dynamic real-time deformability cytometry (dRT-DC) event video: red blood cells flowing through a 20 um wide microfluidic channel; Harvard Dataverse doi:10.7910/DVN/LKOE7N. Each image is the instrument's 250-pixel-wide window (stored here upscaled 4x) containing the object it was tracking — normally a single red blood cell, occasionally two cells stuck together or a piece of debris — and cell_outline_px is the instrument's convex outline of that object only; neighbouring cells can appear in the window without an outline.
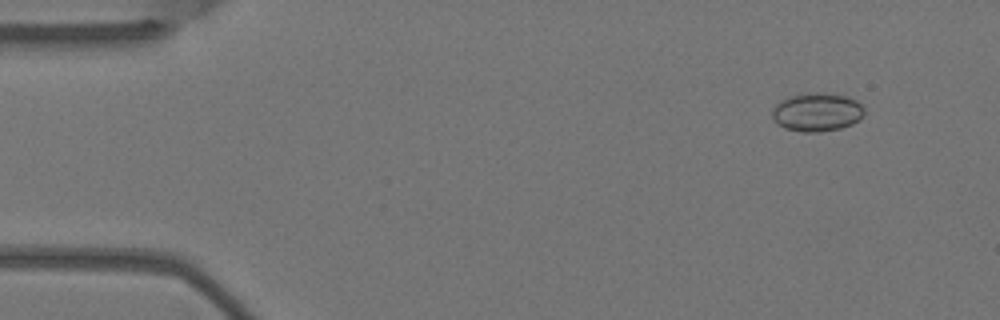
{"species": "Egyptian fruit bat (a non-hibernating species)", "species_latin": "Rousettus aegyptiacus", "temperature_condition": "warm", "stored_images_in_passage": 4, "camera_frame_rate_fps": 3000, "um_per_image_px": 0.085, "animal": {"sex": "female"}, "frame": {"image": 1, "passage_image": 1, "time_ms": 0.0, "image_size_px": [1000, 320], "cell_outline_px": [[864, 116], [860, 120], [852, 124], [840, 128], [820, 132], [800, 132], [784, 128], [776, 124], [772, 120], [772, 108], [780, 100], [788, 96], [808, 92], [816, 92], [848, 96], [856, 100], [864, 108]], "centroid_in_image_um": [69.41, 9.53], "position_along_channel_um": 15.6, "area_um2": 21.1}}
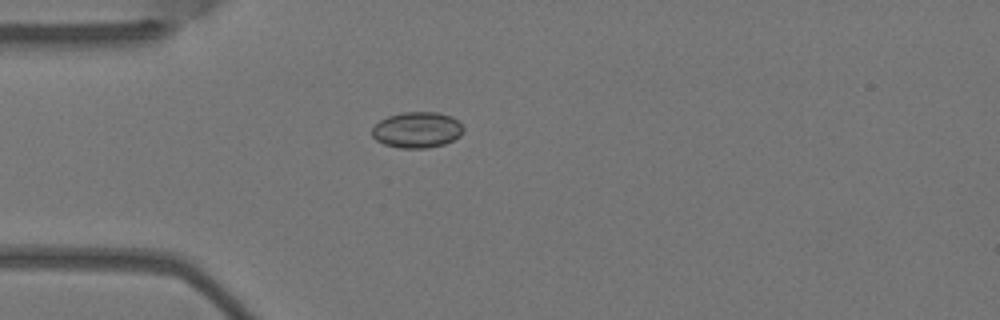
{"frame": {"image": 2, "passage_image": 3, "time_ms": 0.667, "image_size_px": [1000, 320], "cell_outline_px": [[464, 132], [460, 136], [444, 144], [428, 148], [400, 148], [384, 144], [376, 140], [372, 136], [372, 128], [380, 120], [388, 116], [404, 112], [436, 112], [452, 116], [460, 120], [464, 128]], "centroid_in_image_um": [35.48, 11.04], "position_along_channel_um": 49.5, "area_um2": 19.31}}